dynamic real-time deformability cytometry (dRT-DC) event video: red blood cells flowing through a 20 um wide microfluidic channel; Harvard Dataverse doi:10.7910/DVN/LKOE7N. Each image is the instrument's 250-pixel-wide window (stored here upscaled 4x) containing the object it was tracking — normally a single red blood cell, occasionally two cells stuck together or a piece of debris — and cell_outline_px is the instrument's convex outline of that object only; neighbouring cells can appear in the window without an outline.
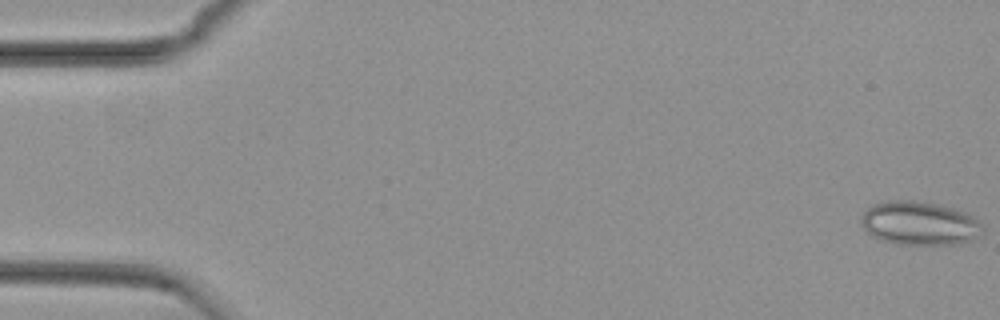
{"species": "common noctule bat (a hibernating species)", "species_latin": "Nyctalus noctula", "temperature_condition": "cold", "stored_images_in_passage": 39, "camera_frame_rate_fps": 3000, "um_per_image_px": 0.085, "animal": {"sex": "female", "body_mass_g": 29.2, "forearm_length_mm": 56.3}, "frame": {"image": 1, "passage_image": 1, "time_ms": 0.0, "image_size_px": [1000, 320], "cell_outline_px": [[984, 232], [980, 236], [968, 240], [952, 244], [896, 244], [872, 236], [860, 224], [860, 220], [864, 212], [872, 204], [888, 200], [916, 200], [940, 204], [964, 212], [984, 224]], "centroid_in_image_um": [78.15, 18.96], "position_along_channel_um": 6.8, "area_um2": 30.98}}
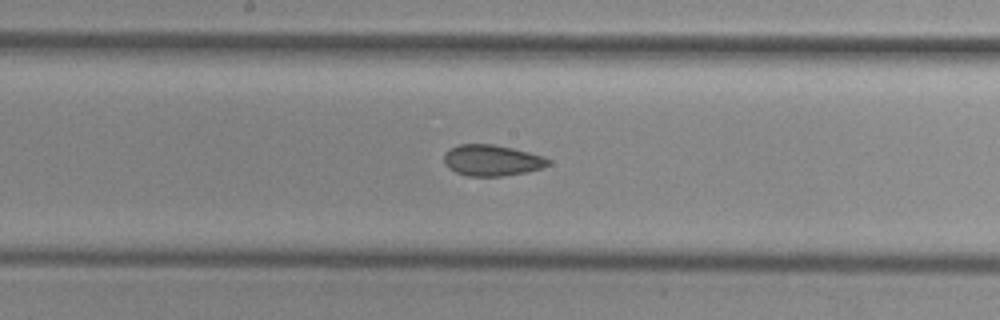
{"frame": {"image": 2, "passage_image": 29, "time_ms": 9.333, "image_size_px": [1000, 320], "cell_outline_px": [[552, 160], [548, 164], [540, 168], [528, 172], [504, 176], [468, 176], [456, 172], [448, 168], [444, 164], [444, 152], [448, 148], [460, 144], [492, 144], [512, 148], [544, 156]], "centroid_in_image_um": [41.78, 13.63], "position_along_channel_um": 206.4, "area_um2": 19.02}}
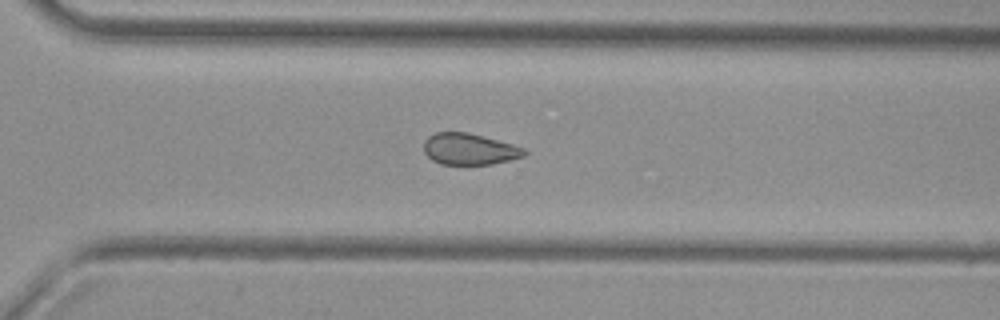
{"frame": {"image": 3, "passage_image": 39, "time_ms": 12.667, "image_size_px": [1000, 320], "cell_outline_px": [[528, 152], [524, 156], [512, 160], [492, 164], [440, 164], [432, 160], [424, 152], [424, 140], [428, 136], [436, 132], [468, 132], [528, 148]], "centroid_in_image_um": [39.94, 12.67], "position_along_channel_um": 330.7, "area_um2": 18.61}}